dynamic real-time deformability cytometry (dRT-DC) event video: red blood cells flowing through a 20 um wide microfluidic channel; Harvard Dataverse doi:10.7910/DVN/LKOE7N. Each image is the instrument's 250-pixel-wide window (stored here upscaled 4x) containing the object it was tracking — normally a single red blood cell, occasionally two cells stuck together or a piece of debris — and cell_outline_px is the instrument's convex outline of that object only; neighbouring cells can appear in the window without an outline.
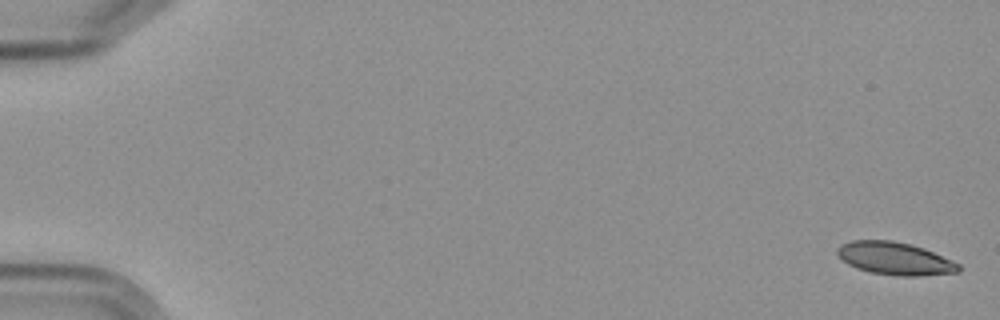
{"species": "Egyptian fruit bat (a non-hibernating species)", "species_latin": "Rousettus aegyptiacus", "temperature_condition": "cold", "stored_images_in_passage": 5, "camera_frame_rate_fps": 3000, "um_per_image_px": 0.085, "frame": {"image": 1, "passage_image": 1, "time_ms": 0.0, "image_size_px": [1000, 320], "cell_outline_px": [[960, 272], [920, 276], [900, 276], [872, 272], [856, 268], [848, 264], [836, 252], [836, 248], [840, 244], [852, 240], [892, 240], [912, 244], [924, 248], [952, 260], [960, 264]], "centroid_in_image_um": [76.08, 21.96], "position_along_channel_um": 8.9, "area_um2": 23.18}}
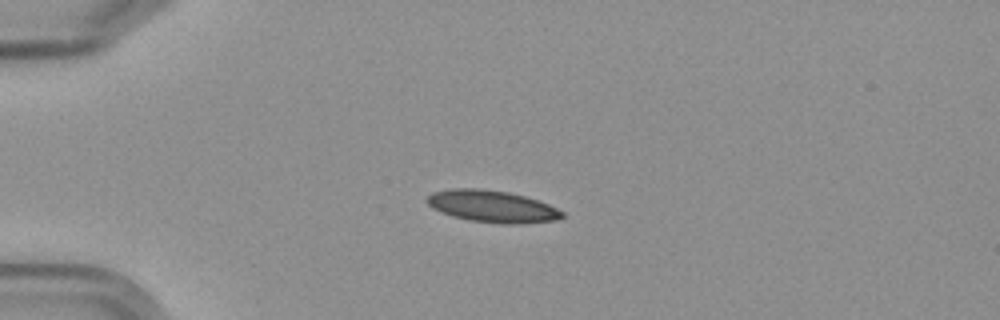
{"frame": {"image": 2, "passage_image": 4, "time_ms": 4.667, "image_size_px": [1000, 320], "cell_outline_px": [[564, 216], [560, 220], [520, 224], [504, 224], [468, 220], [452, 216], [432, 208], [424, 200], [432, 192], [452, 188], [476, 188], [508, 192], [524, 196], [548, 204], [564, 212]], "centroid_in_image_um": [41.83, 17.55], "position_along_channel_um": 43.2, "area_um2": 25.26}}